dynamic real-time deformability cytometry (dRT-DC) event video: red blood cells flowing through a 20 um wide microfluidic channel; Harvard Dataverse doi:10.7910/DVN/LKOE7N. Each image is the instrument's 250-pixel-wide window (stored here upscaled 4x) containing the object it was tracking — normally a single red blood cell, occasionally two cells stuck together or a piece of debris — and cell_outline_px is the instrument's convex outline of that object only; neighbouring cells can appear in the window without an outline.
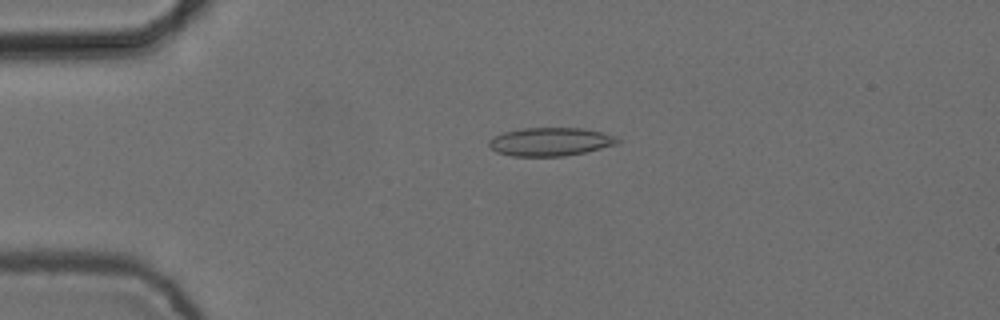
{"species": "common noctule bat (a hibernating species)", "species_latin": "Nyctalus noctula", "temperature_condition": "cold", "stored_images_in_passage": 3, "camera_frame_rate_fps": 3000, "um_per_image_px": 0.085, "animal": {"sex": "female", "body_mass_g": 24.6, "forearm_length_mm": 56.2}, "frame": {"image": 1, "passage_image": 2, "time_ms": 0.333, "image_size_px": [1000, 320], "cell_outline_px": [[620, 140], [616, 144], [584, 152], [564, 156], [512, 156], [496, 152], [488, 144], [488, 140], [504, 132], [524, 128], [584, 128], [616, 136]], "centroid_in_image_um": [46.77, 12.05], "position_along_channel_um": 38.2, "area_um2": 21.04}}